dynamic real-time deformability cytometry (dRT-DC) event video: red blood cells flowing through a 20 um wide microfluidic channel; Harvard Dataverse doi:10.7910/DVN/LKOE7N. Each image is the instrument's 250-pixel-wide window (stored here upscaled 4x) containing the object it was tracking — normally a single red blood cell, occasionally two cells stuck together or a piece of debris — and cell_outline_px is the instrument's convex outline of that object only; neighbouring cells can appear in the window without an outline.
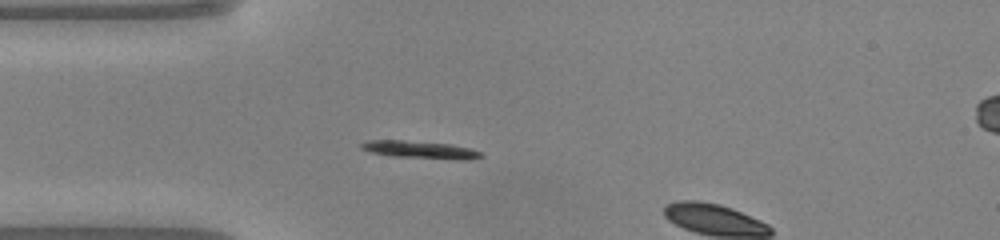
{"species": "common noctule bat (a hibernating species)", "species_latin": "Nyctalus noctula", "temperature_condition": "warm", "stored_images_in_passage": 3, "camera_frame_rate_fps": 3000, "um_per_image_px": 0.085, "animal": {"sex": "male", "body_mass_g": 20.0, "forearm_length_mm": 53.3}, "frame": {"image": 1, "passage_image": 1, "time_ms": 0.0, "image_size_px": [1000, 240], "cell_outline_px": [[484, 156], [472, 160], [460, 160], [392, 156], [372, 152], [360, 148], [360, 144], [364, 140], [404, 140], [452, 144], [472, 148], [480, 152]], "centroid_in_image_um": [35.76, 12.72], "position_along_channel_um": 49.2, "area_um2": 12.43}}